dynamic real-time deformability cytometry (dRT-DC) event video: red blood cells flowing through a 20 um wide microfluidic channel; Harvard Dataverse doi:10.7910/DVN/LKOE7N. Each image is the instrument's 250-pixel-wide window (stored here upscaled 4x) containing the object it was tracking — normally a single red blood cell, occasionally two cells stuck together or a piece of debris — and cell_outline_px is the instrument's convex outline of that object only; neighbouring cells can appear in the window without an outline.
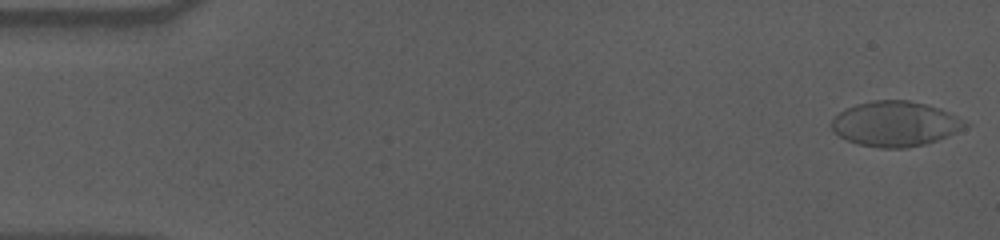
{"species": "human", "species_latin": "Homo sapiens", "temperature_condition": "cold", "stored_images_in_passage": 56, "camera_frame_rate_fps": 3000, "um_per_image_px": 0.085, "donor": {"sex": "male"}, "frame": {"image": 1, "passage_image": 1, "time_ms": 0.0, "image_size_px": [1000, 240], "cell_outline_px": [[968, 124], [956, 132], [948, 136], [924, 144], [904, 148], [880, 148], [860, 144], [848, 140], [840, 136], [832, 128], [832, 120], [844, 108], [856, 104], [872, 100], [908, 100], [928, 104], [940, 108], [956, 116]], "centroid_in_image_um": [76.08, 10.51], "position_along_channel_um": 8.9, "area_um2": 34.74}}
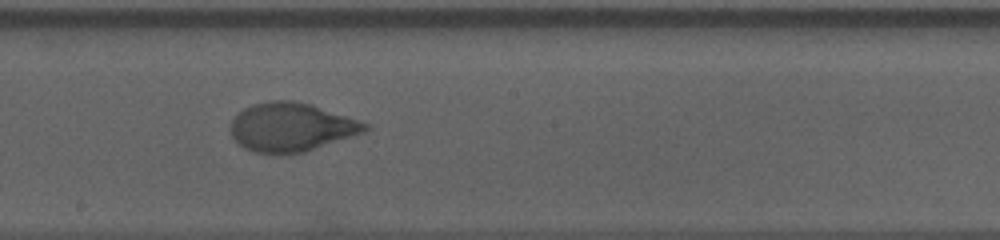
{"frame": {"image": 2, "passage_image": 31, "time_ms": 10.0, "image_size_px": [1000, 240], "cell_outline_px": [[372, 128], [364, 132], [304, 152], [256, 152], [244, 148], [232, 136], [228, 128], [236, 112], [252, 104], [268, 100], [292, 100], [312, 104], [368, 124]], "centroid_in_image_um": [24.72, 10.77], "position_along_channel_um": 223.5, "area_um2": 37.86}}
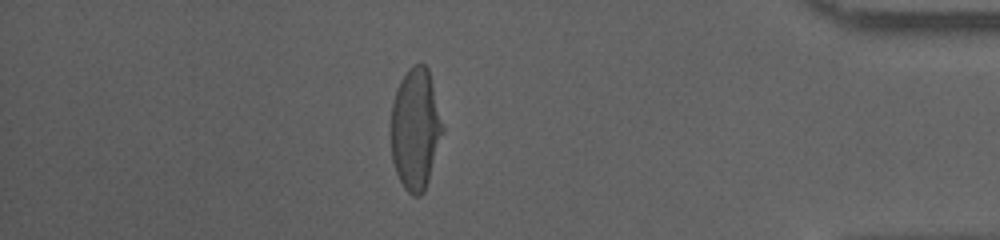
{"frame": {"image": 3, "passage_image": 49, "time_ms": 16.0, "image_size_px": [1000, 240], "cell_outline_px": [[444, 132], [424, 192], [420, 196], [412, 196], [404, 188], [396, 172], [392, 160], [388, 132], [392, 104], [400, 80], [408, 68], [412, 64], [424, 64], [428, 68], [444, 128]], "centroid_in_image_um": [35.28, 10.98], "position_along_channel_um": 399.9, "area_um2": 37.17}, "authors_computed_cell_mechanics": {"area_um2": 37.4833, "velocity_mm_per_s": 3.5708, "shape_relaxation_time_tau1_ms": 5.361, "shape_relaxation_time_tau2_ms": null, "deformation_change_tau1": 0.2099, "deformation_change_tau2": null}}